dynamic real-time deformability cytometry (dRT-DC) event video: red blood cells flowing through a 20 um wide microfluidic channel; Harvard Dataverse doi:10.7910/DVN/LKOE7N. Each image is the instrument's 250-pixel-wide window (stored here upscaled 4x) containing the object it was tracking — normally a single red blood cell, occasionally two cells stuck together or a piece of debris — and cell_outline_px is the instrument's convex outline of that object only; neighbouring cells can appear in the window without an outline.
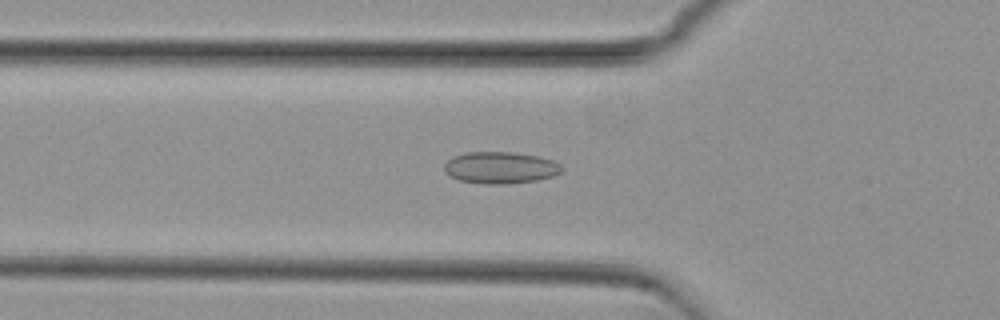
{"species": "common noctule bat (a hibernating species)", "species_latin": "Nyctalus noctula", "temperature_condition": "cold", "stored_images_in_passage": 55, "camera_frame_rate_fps": 3000, "um_per_image_px": 0.085, "animal": {"sex": "female", "body_mass_g": 29.2, "forearm_length_mm": 56.3}, "frame": {"image": 1, "passage_image": 19, "time_ms": 6.0, "image_size_px": [1000, 320], "cell_outline_px": [[564, 168], [560, 172], [552, 176], [536, 180], [504, 184], [484, 184], [460, 180], [444, 172], [444, 164], [452, 156], [468, 152], [512, 152], [540, 156], [552, 160], [560, 164]], "centroid_in_image_um": [42.53, 14.24], "position_along_channel_um": 83.3, "area_um2": 21.73}}
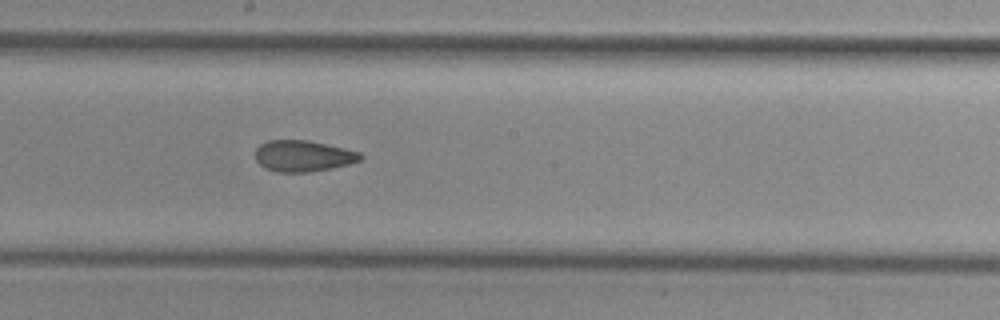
{"frame": {"image": 2, "passage_image": 30, "time_ms": 9.667, "image_size_px": [1000, 320], "cell_outline_px": [[364, 156], [360, 160], [348, 164], [332, 168], [308, 172], [276, 172], [264, 168], [256, 160], [256, 148], [260, 144], [268, 140], [308, 140], [344, 148], [360, 152]], "centroid_in_image_um": [25.76, 13.26], "position_along_channel_um": 222.4, "area_um2": 19.13}}
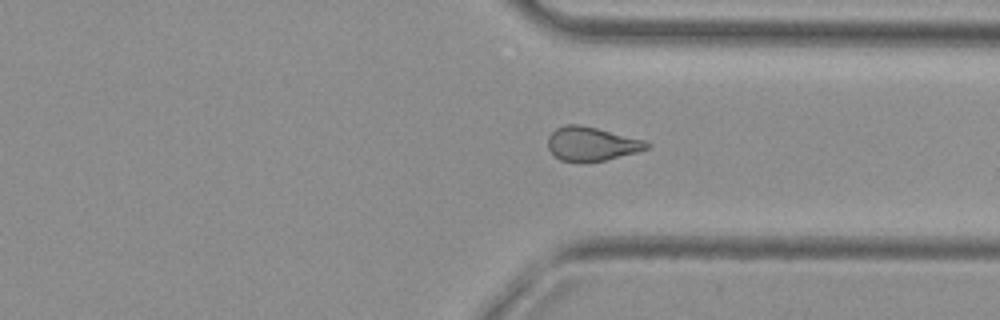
{"frame": {"image": 3, "passage_image": 41, "time_ms": 13.333, "image_size_px": [1000, 320], "cell_outline_px": [[652, 144], [648, 148], [636, 152], [604, 160], [560, 160], [548, 148], [548, 136], [556, 128], [564, 124], [580, 124], [644, 140]], "centroid_in_image_um": [50.28, 12.19], "position_along_channel_um": 361.1, "area_um2": 19.02}, "authors_computed_cell_mechanics": {"area_um2": 20.4612, "velocity_mm_per_s": 3.7756, "shape_relaxation_time_tau1_ms": null, "shape_relaxation_time_tau2_ms": 2.5393, "deformation_change_tau1": null, "deformation_change_tau2": 0.0835}}